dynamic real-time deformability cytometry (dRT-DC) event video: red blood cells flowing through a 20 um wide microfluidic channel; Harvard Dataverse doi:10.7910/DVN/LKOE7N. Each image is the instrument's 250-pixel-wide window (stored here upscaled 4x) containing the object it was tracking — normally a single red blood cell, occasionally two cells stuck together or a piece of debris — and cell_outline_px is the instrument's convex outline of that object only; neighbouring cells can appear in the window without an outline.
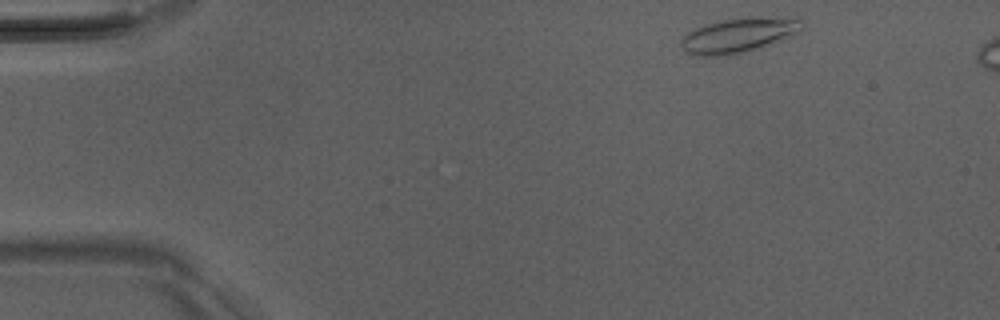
{"species": "Egyptian fruit bat (a non-hibernating species)", "species_latin": "Rousettus aegyptiacus", "temperature_condition": "room temperature", "stored_images_in_passage": 44, "camera_frame_rate_fps": 3000, "um_per_image_px": 0.085, "animal": {"sex": "male"}, "frame": {"image": 1, "passage_image": 1, "time_ms": 0.0, "image_size_px": [1000, 320], "cell_outline_px": [[804, 28], [800, 32], [792, 36], [756, 48], [740, 52], [720, 56], [692, 56], [680, 44], [680, 40], [688, 32], [696, 28], [708, 24], [724, 20], [804, 20]], "centroid_in_image_um": [62.69, 3.06], "position_along_channel_um": 22.3, "area_um2": 22.83}}
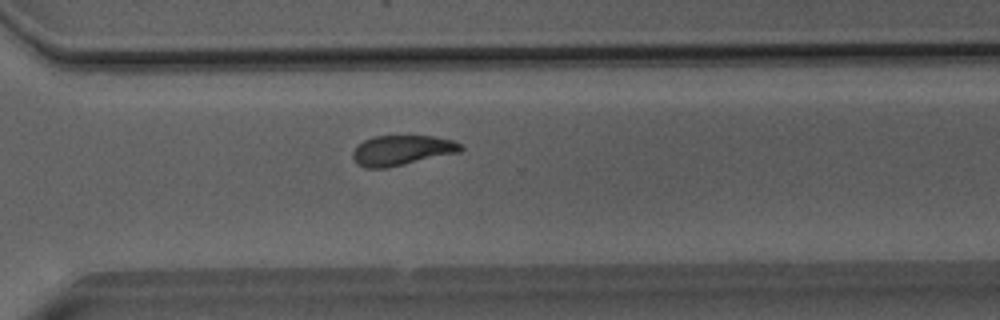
{"frame": {"image": 2, "passage_image": 31, "time_ms": 10.0, "image_size_px": [1000, 320], "cell_outline_px": [[464, 148], [460, 152], [388, 168], [364, 168], [356, 164], [352, 156], [352, 152], [364, 140], [376, 136], [432, 136], [452, 140], [460, 144]], "centroid_in_image_um": [34.15, 12.79], "position_along_channel_um": 336.5, "area_um2": 18.9}}
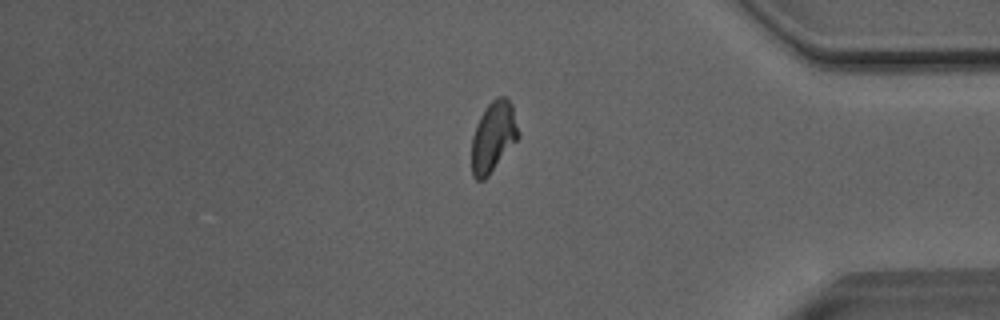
{"frame": {"image": 3, "passage_image": 37, "time_ms": 12.0, "image_size_px": [1000, 320], "cell_outline_px": [[520, 136], [488, 176], [484, 180], [476, 180], [472, 176], [472, 136], [476, 124], [480, 116], [488, 104], [496, 96], [508, 96], [512, 104], [520, 132]], "centroid_in_image_um": [41.94, 11.59], "position_along_channel_um": 393.3, "area_um2": 19.36}}